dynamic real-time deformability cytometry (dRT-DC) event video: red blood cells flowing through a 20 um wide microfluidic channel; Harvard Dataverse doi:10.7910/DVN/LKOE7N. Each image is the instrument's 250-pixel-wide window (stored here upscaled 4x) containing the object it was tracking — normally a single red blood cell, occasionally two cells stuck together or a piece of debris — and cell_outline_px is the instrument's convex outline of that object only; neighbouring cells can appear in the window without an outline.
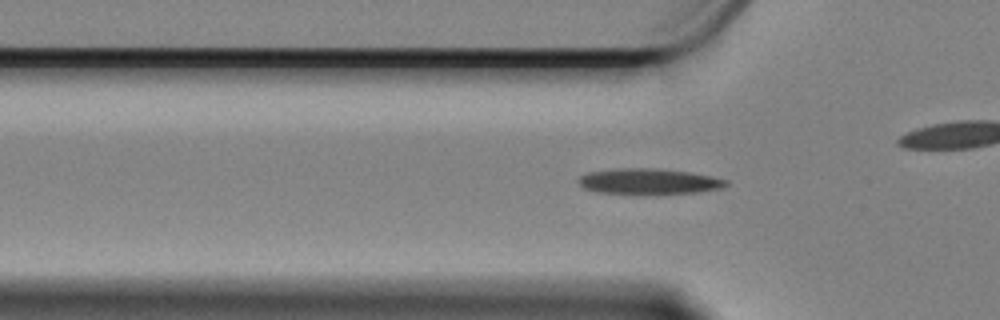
{"species": "Egyptian fruit bat (a non-hibernating species)", "species_latin": "Rousettus aegyptiacus", "temperature_condition": "cold", "stored_images_in_passage": 58, "camera_frame_rate_fps": 3000, "um_per_image_px": 0.085, "animal": {"sex": "female"}, "frame": {"image": 1, "passage_image": 17, "time_ms": 5.333, "image_size_px": [1000, 320], "cell_outline_px": [[728, 184], [724, 188], [700, 192], [656, 196], [644, 196], [600, 192], [584, 188], [580, 184], [580, 176], [588, 172], [620, 168], [656, 168], [688, 172], [712, 176], [728, 180]], "centroid_in_image_um": [55.22, 15.46], "position_along_channel_um": 70.6, "area_um2": 22.89}}
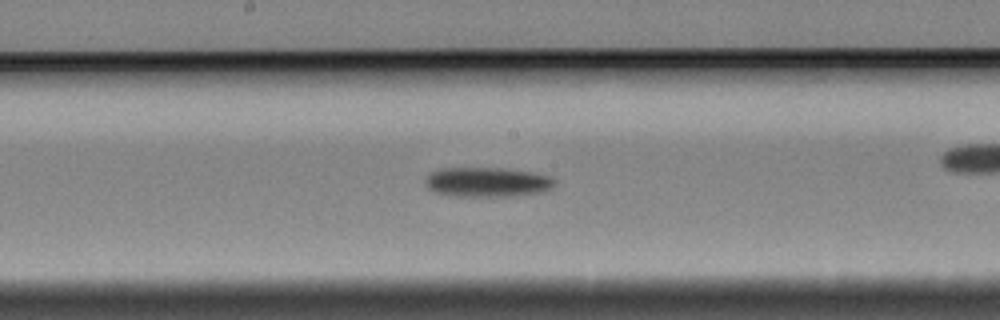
{"frame": {"image": 2, "passage_image": 29, "time_ms": 9.333, "image_size_px": [1000, 320], "cell_outline_px": [[556, 184], [552, 188], [544, 192], [520, 196], [448, 196], [436, 192], [428, 188], [428, 176], [432, 172], [444, 168], [496, 168], [532, 172], [548, 176], [556, 180]], "centroid_in_image_um": [41.49, 15.5], "position_along_channel_um": 206.7, "area_um2": 22.25}}
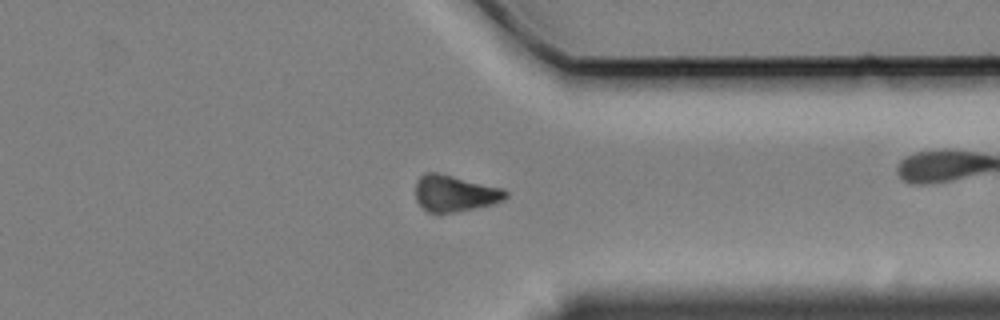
{"frame": {"image": 3, "passage_image": 44, "time_ms": 14.333, "image_size_px": [1000, 320], "cell_outline_px": [[508, 196], [504, 200], [492, 204], [440, 216], [428, 212], [416, 200], [416, 180], [424, 172], [436, 172], [504, 188], [508, 192]], "centroid_in_image_um": [38.65, 16.46], "position_along_channel_um": 372.8, "area_um2": 19.54}, "authors_computed_cell_mechanics": {"area_um2": 20.4612, "velocity_mm_per_s": 3.3809, "shape_relaxation_time_tau1_ms": 3.2331, "shape_relaxation_time_tau2_ms": null, "deformation_change_tau1": 0.096, "deformation_change_tau2": null}}